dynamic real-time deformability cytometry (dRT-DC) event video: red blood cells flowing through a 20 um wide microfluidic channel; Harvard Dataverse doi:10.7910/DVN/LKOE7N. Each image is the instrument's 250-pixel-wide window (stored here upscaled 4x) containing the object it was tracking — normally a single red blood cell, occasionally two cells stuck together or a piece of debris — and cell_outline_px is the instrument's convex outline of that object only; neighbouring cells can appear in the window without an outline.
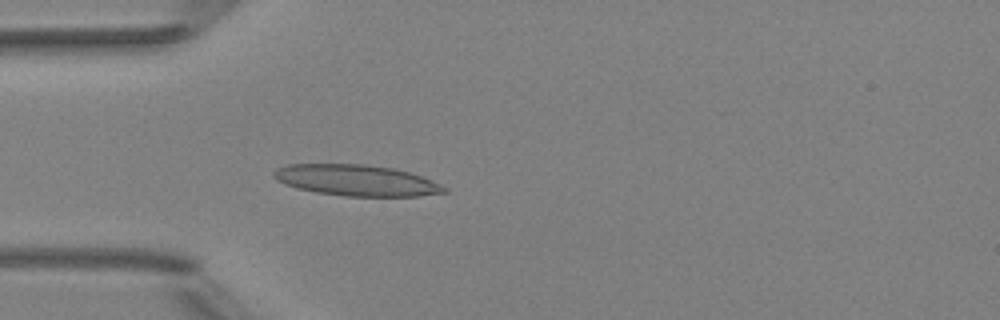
{"species": "Egyptian fruit bat (a non-hibernating species)", "species_latin": "Rousettus aegyptiacus", "temperature_condition": "room temperature", "stored_images_in_passage": 5, "camera_frame_rate_fps": 3000, "um_per_image_px": 0.085, "animal": {"sex": "female"}, "frame": {"image": 1, "passage_image": 5, "time_ms": 1.333, "image_size_px": [1000, 320], "cell_outline_px": [[448, 192], [420, 196], [344, 196], [316, 192], [296, 188], [284, 184], [276, 180], [272, 176], [272, 172], [276, 168], [288, 164], [364, 164], [396, 168], [420, 176], [440, 184], [448, 188]], "centroid_in_image_um": [30.27, 15.32], "position_along_channel_um": 54.7, "area_um2": 31.04}}